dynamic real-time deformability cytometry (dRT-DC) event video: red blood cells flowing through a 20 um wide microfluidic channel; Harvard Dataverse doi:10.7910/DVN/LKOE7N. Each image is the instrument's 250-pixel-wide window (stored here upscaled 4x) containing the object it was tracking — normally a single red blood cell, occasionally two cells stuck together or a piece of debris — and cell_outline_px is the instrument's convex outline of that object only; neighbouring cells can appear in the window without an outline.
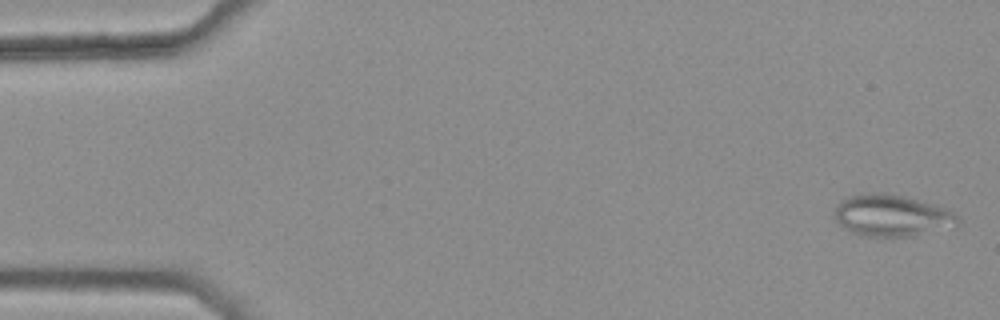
{"species": "common noctule bat (a hibernating species)", "species_latin": "Nyctalus noctula", "temperature_condition": "warm", "stored_images_in_passage": 46, "camera_frame_rate_fps": 3000, "um_per_image_px": 0.085, "animal": {"sex": "female", "body_mass_g": 25.1}, "frame": {"image": 1, "passage_image": 2, "time_ms": 0.333, "image_size_px": [1000, 320], "cell_outline_px": [[960, 224], [912, 236], [864, 236], [852, 232], [840, 224], [836, 220], [836, 208], [844, 200], [860, 192], [888, 192], [936, 204], [952, 212], [960, 220]], "centroid_in_image_um": [75.82, 18.3], "position_along_channel_um": 9.2, "area_um2": 29.59}}
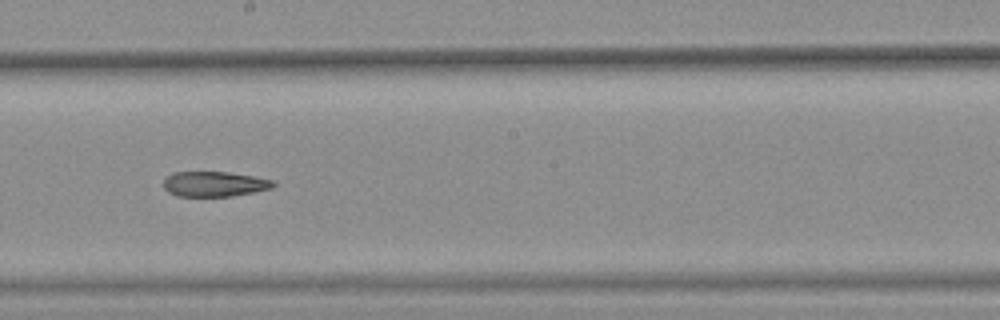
{"frame": {"image": 2, "passage_image": 30, "time_ms": 9.667, "image_size_px": [1000, 320], "cell_outline_px": [[276, 184], [272, 188], [232, 196], [176, 196], [168, 192], [164, 188], [164, 180], [172, 172], [228, 172], [252, 176], [272, 180]], "centroid_in_image_um": [18.2, 15.64], "position_along_channel_um": 230.0, "area_um2": 15.95}}
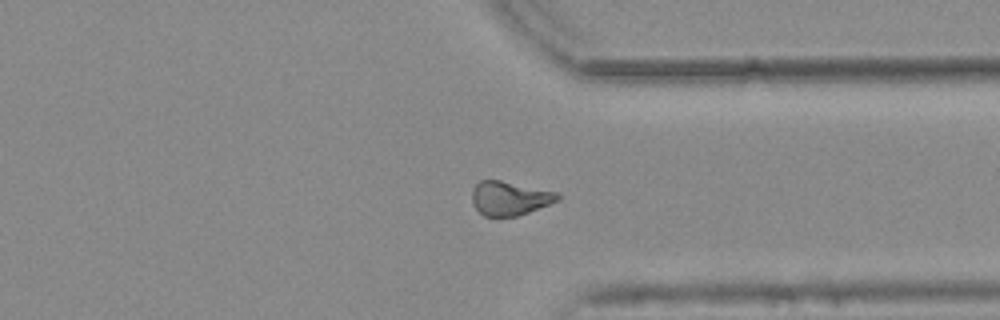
{"frame": {"image": 3, "passage_image": 41, "time_ms": 13.333, "image_size_px": [1000, 320], "cell_outline_px": [[560, 200], [528, 212], [516, 216], [484, 216], [472, 204], [472, 188], [480, 180], [500, 180], [556, 192], [560, 196]], "centroid_in_image_um": [43.29, 16.85], "position_along_channel_um": 368.1, "area_um2": 16.82}, "authors_computed_cell_mechanics": {"area_um2": 18.3804, "velocity_mm_per_s": 3.7848, "shape_relaxation_time_tau1_ms": null, "shape_relaxation_time_tau2_ms": 8.2951, "deformation_change_tau1": null, "deformation_change_tau2": 0.1838}}